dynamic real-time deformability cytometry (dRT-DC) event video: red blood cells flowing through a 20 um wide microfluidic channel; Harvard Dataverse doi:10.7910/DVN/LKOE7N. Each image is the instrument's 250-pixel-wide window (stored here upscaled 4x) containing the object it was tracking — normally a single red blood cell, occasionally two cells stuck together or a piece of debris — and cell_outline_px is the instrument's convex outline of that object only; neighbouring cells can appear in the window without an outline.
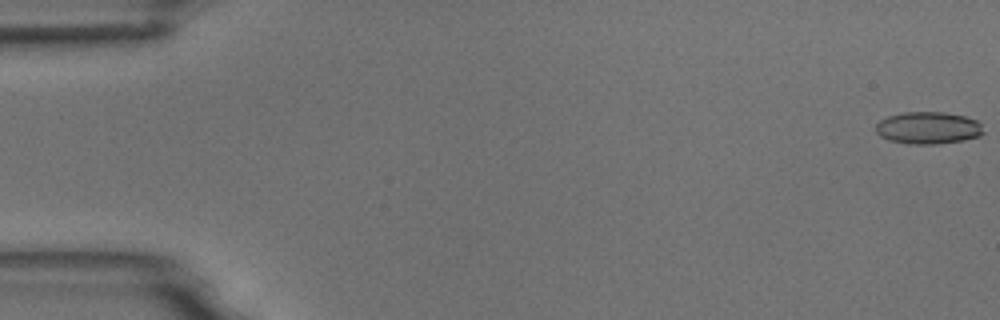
{"species": "common noctule bat (a hibernating species)", "species_latin": "Nyctalus noctula", "temperature_condition": "room temperature", "stored_images_in_passage": 5, "camera_frame_rate_fps": 3000, "um_per_image_px": 0.085, "animal": {"sex": "male", "body_mass_g": 18.8}, "frame": {"image": 1, "passage_image": 1, "time_ms": 0.0, "image_size_px": [1000, 320], "cell_outline_px": [[984, 132], [980, 136], [964, 140], [936, 144], [908, 144], [888, 140], [880, 136], [876, 132], [876, 124], [880, 120], [888, 116], [904, 112], [944, 112], [964, 116], [976, 120], [980, 124]], "centroid_in_image_um": [78.88, 10.88], "position_along_channel_um": 6.1, "area_um2": 20.23}}
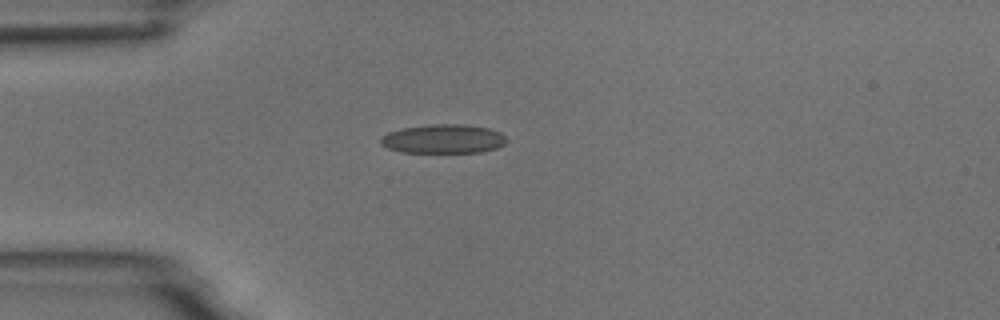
{"frame": {"image": 2, "passage_image": 5, "time_ms": 4.667, "image_size_px": [1000, 320], "cell_outline_px": [[508, 140], [504, 144], [496, 148], [480, 152], [400, 152], [388, 148], [380, 144], [380, 136], [388, 132], [404, 128], [428, 124], [464, 124], [488, 128], [500, 132]], "centroid_in_image_um": [37.66, 11.8], "position_along_channel_um": 47.3, "area_um2": 21.33}}